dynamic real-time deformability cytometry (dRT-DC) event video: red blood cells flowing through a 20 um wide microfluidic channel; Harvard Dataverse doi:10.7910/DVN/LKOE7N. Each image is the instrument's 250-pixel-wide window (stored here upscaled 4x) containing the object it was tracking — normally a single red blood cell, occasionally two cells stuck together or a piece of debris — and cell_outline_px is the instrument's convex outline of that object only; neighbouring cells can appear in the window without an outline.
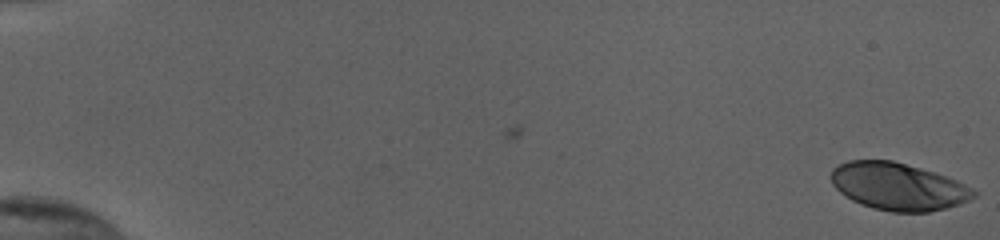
{"species": "human", "species_latin": "Homo sapiens", "temperature_condition": "cold", "stored_images_in_passage": 55, "camera_frame_rate_fps": 3000, "um_per_image_px": 0.085, "donor": {"sex": "female"}, "frame": {"image": 1, "passage_image": 1, "time_ms": 0.0, "image_size_px": [1000, 240], "cell_outline_px": [[980, 192], [976, 196], [960, 204], [928, 212], [892, 212], [872, 208], [860, 204], [852, 200], [840, 192], [832, 184], [832, 168], [848, 160], [892, 160], [920, 168], [956, 180]], "centroid_in_image_um": [76.34, 15.86], "position_along_channel_um": 8.7, "area_um2": 39.19}}
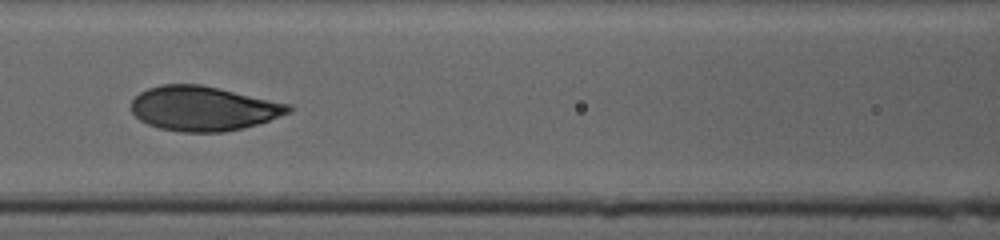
{"frame": {"image": 2, "passage_image": 27, "time_ms": 8.667, "image_size_px": [1000, 240], "cell_outline_px": [[292, 112], [244, 128], [224, 132], [180, 132], [160, 128], [148, 124], [140, 120], [132, 112], [132, 100], [140, 92], [148, 88], [164, 84], [200, 84], [292, 104]], "centroid_in_image_um": [17.3, 9.22], "position_along_channel_um": 149.3, "area_um2": 40.81}}
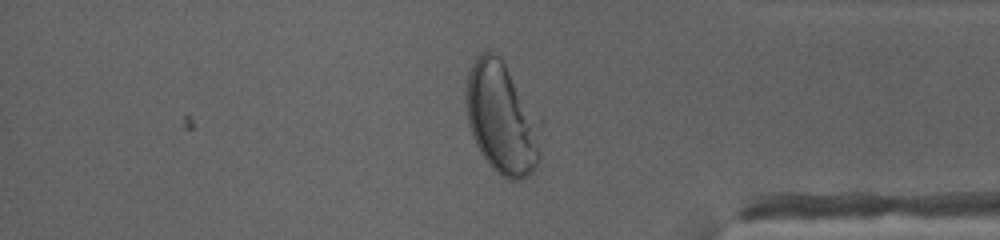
{"frame": {"image": 3, "passage_image": 47, "time_ms": 15.333, "image_size_px": [1000, 240], "cell_outline_px": [[544, 120], [540, 156], [532, 172], [520, 180], [508, 180], [500, 176], [492, 168], [480, 152], [472, 136], [468, 124], [464, 100], [464, 92], [468, 72], [476, 56], [480, 52], [492, 52], [500, 56]], "centroid_in_image_um": [42.69, 10.04], "position_along_channel_um": 392.5, "area_um2": 50.52}, "authors_computed_cell_mechanics": {"area_um2": 40.5756, "velocity_mm_per_s": 3.8416, "shape_relaxation_time_tau1_ms": 3.8167, "shape_relaxation_time_tau2_ms": null, "deformation_change_tau1": 0.179, "deformation_change_tau2": null}}